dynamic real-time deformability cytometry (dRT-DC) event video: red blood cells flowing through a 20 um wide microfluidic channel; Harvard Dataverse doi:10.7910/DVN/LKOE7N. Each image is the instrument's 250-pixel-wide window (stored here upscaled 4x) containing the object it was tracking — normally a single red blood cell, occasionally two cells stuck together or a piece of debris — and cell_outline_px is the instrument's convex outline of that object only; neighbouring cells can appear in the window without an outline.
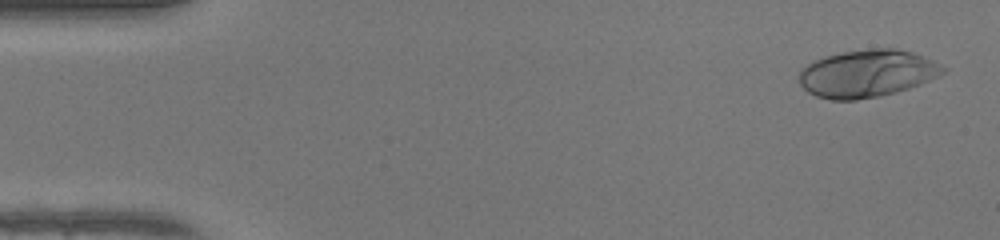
{"species": "human", "species_latin": "Homo sapiens", "temperature_condition": "warm", "stored_images_in_passage": 48, "camera_frame_rate_fps": 3000, "um_per_image_px": 0.085, "donor": {"sex": "female"}, "frame": {"image": 1, "passage_image": 2, "time_ms": 0.333, "image_size_px": [1000, 240], "cell_outline_px": [[948, 68], [940, 76], [920, 84], [896, 92], [856, 100], [832, 100], [816, 96], [808, 92], [800, 84], [800, 68], [812, 60], [824, 56], [840, 52], [872, 48], [896, 48], [912, 52], [932, 60]], "centroid_in_image_um": [73.69, 6.23], "position_along_channel_um": 11.3, "area_um2": 39.94}}
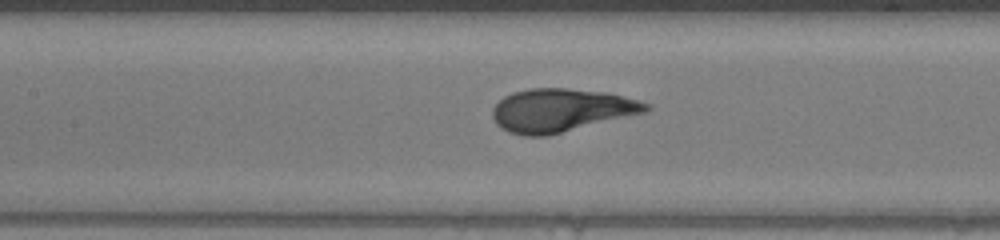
{"frame": {"image": 2, "passage_image": 22, "time_ms": 7.0, "image_size_px": [1000, 240], "cell_outline_px": [[652, 108], [648, 112], [544, 136], [524, 136], [508, 132], [500, 128], [496, 124], [492, 116], [492, 108], [504, 96], [512, 92], [528, 88], [568, 88], [604, 92], [652, 104]], "centroid_in_image_um": [47.67, 9.37], "position_along_channel_um": 159.7, "area_um2": 38.61}}
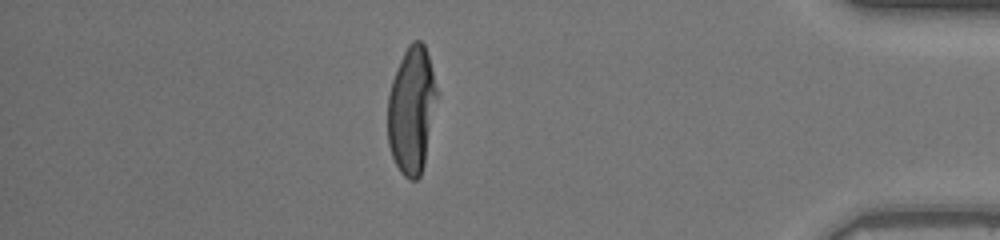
{"frame": {"image": 3, "passage_image": 42, "time_ms": 13.667, "image_size_px": [1000, 240], "cell_outline_px": [[440, 92], [424, 164], [420, 176], [416, 180], [408, 180], [400, 172], [392, 156], [388, 144], [388, 96], [392, 80], [400, 60], [408, 44], [412, 40], [420, 40], [424, 44]], "centroid_in_image_um": [35.02, 9.35], "position_along_channel_um": 400.2, "area_um2": 37.05}}